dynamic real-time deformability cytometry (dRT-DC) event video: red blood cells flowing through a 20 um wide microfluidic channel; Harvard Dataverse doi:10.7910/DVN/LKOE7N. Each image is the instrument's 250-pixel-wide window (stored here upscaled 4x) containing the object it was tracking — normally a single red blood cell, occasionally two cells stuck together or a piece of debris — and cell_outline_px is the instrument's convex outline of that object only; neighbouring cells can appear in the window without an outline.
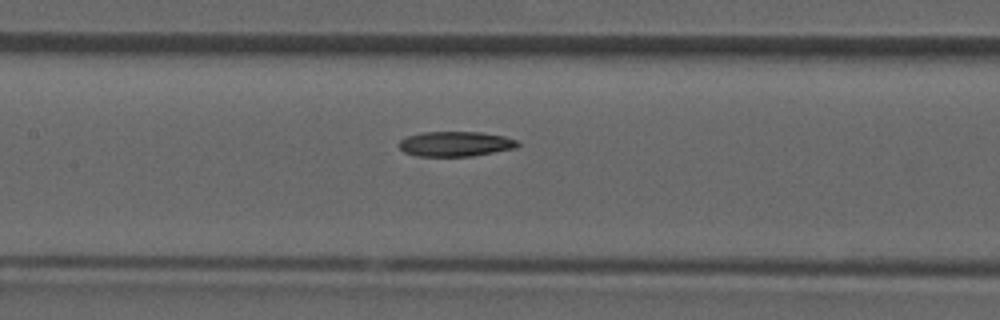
{"species": "common noctule bat (a hibernating species)", "species_latin": "Nyctalus noctula", "temperature_condition": "room temperature", "stored_images_in_passage": 22, "camera_frame_rate_fps": 3000, "um_per_image_px": 0.085, "animal": {"sex": "male", "forearm_length_mm": 52.5}, "frame": {"image": 1, "passage_image": 8, "time_ms": 2.333, "image_size_px": [1000, 320], "cell_outline_px": [[520, 144], [516, 148], [472, 156], [416, 156], [404, 152], [400, 148], [400, 140], [408, 136], [420, 132], [480, 132], [504, 136], [516, 140]], "centroid_in_image_um": [38.72, 12.23], "position_along_channel_um": 168.7, "area_um2": 17.22}}
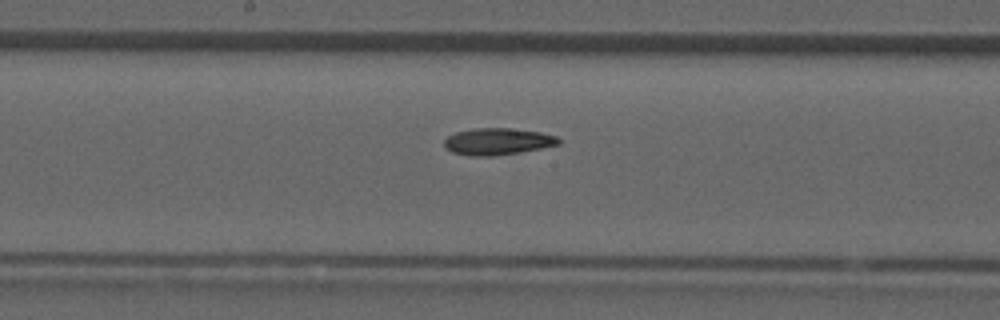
{"frame": {"image": 2, "passage_image": 10, "time_ms": 3.0, "image_size_px": [1000, 320], "cell_outline_px": [[560, 144], [520, 152], [492, 156], [468, 156], [452, 152], [444, 144], [444, 140], [448, 136], [456, 132], [472, 128], [508, 128], [540, 132], [556, 136], [560, 140]], "centroid_in_image_um": [42.28, 12.02], "position_along_channel_um": 205.9, "area_um2": 17.74}}